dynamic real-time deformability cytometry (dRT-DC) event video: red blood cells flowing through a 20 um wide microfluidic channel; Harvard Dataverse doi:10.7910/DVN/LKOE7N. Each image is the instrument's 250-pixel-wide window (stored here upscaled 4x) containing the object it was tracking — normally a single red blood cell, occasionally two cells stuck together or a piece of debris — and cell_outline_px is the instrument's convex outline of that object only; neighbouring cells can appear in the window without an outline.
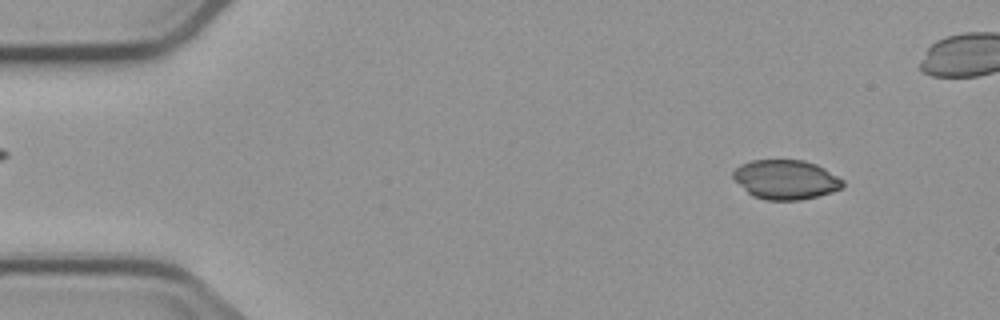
{"species": "common noctule bat (a hibernating species)", "species_latin": "Nyctalus noctula", "temperature_condition": "cold", "stored_images_in_passage": 5, "camera_frame_rate_fps": 3000, "um_per_image_px": 0.085, "animal": {"sex": "male", "body_mass_g": 23.1, "forearm_length_mm": 52.7}, "frame": {"image": 1, "passage_image": 1, "time_ms": 0.0, "image_size_px": [1000, 320], "cell_outline_px": [[844, 184], [840, 188], [832, 192], [800, 200], [764, 200], [752, 196], [732, 176], [732, 172], [740, 164], [752, 160], [804, 160], [816, 164], [824, 168], [844, 180]], "centroid_in_image_um": [66.79, 15.26], "position_along_channel_um": 18.2, "area_um2": 25.09}}
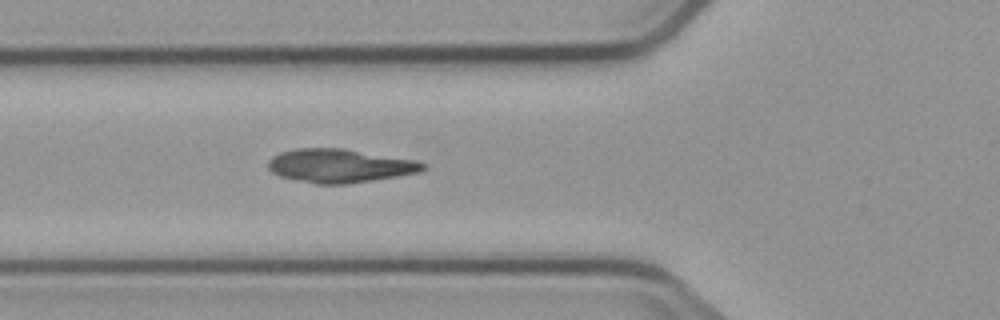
{"frame": {"image": 2, "passage_image": 5, "time_ms": 4.667, "image_size_px": [1000, 320], "cell_outline_px": [[428, 168], [420, 172], [348, 184], [316, 184], [296, 180], [280, 176], [272, 172], [268, 168], [268, 160], [272, 156], [280, 152], [296, 148], [344, 148], [416, 160], [428, 164]], "centroid_in_image_um": [28.89, 14.08], "position_along_channel_um": 96.9, "area_um2": 30.52}}